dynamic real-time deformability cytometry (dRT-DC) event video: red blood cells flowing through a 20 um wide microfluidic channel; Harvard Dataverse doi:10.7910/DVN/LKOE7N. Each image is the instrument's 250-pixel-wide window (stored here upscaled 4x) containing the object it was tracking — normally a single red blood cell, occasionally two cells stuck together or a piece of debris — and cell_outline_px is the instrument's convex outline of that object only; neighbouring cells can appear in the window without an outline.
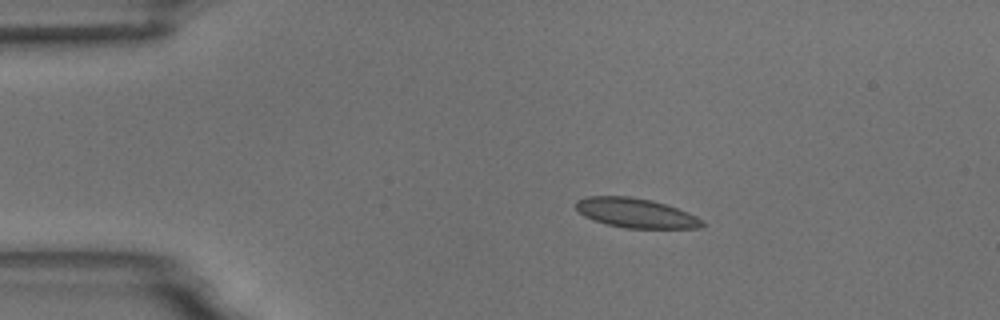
{"species": "common noctule bat (a hibernating species)", "species_latin": "Nyctalus noctula", "temperature_condition": "room temperature", "stored_images_in_passage": 8, "camera_frame_rate_fps": 3000, "um_per_image_px": 0.085, "animal": {"sex": "male", "body_mass_g": 18.8}, "frame": {"image": 1, "passage_image": 3, "time_ms": 2.333, "image_size_px": [1000, 320], "cell_outline_px": [[704, 224], [700, 228], [624, 228], [608, 224], [584, 216], [576, 208], [576, 200], [588, 196], [628, 196], [652, 200], [688, 212], [704, 220]], "centroid_in_image_um": [54.06, 18.1], "position_along_channel_um": 30.9, "area_um2": 21.56}}
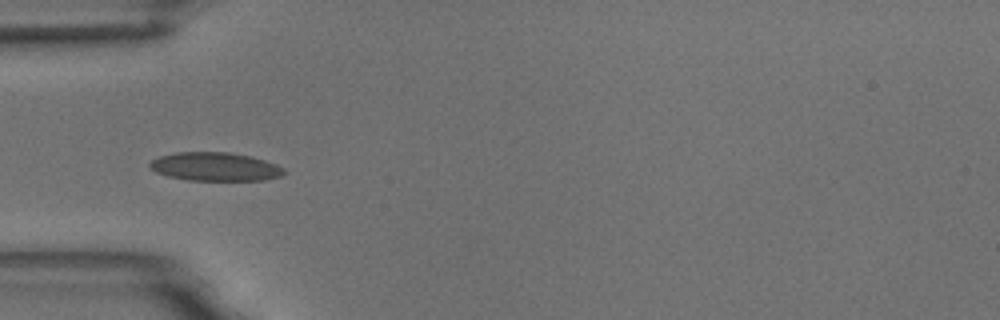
{"frame": {"image": 2, "passage_image": 5, "time_ms": 4.667, "image_size_px": [1000, 320], "cell_outline_px": [[288, 172], [280, 176], [264, 180], [188, 180], [168, 176], [156, 172], [148, 164], [152, 160], [160, 156], [176, 152], [228, 152], [248, 156], [264, 160], [276, 164], [284, 168]], "centroid_in_image_um": [18.3, 14.17], "position_along_channel_um": 66.7, "area_um2": 22.2}}